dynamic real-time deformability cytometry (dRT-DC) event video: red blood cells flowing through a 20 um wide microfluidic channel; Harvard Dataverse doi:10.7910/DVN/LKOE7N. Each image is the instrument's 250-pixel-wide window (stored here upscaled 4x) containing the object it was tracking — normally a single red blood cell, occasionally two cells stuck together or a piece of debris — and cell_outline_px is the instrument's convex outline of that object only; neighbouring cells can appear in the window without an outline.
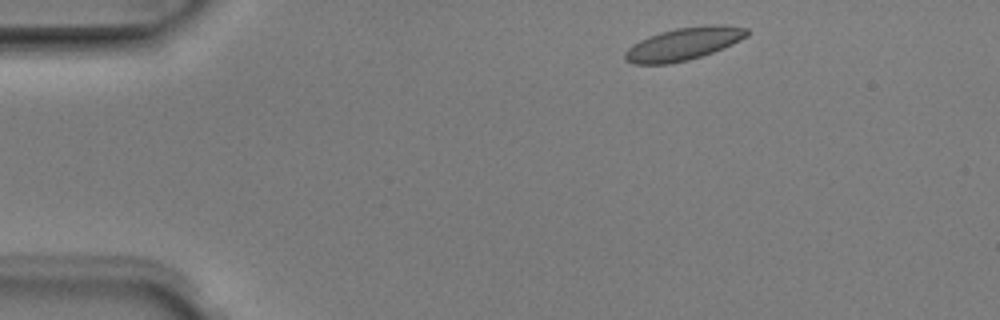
{"species": "Egyptian fruit bat (a non-hibernating species)", "species_latin": "Rousettus aegyptiacus", "temperature_condition": "room temperature", "stored_images_in_passage": 2, "camera_frame_rate_fps": 3000, "um_per_image_px": 0.085, "animal": {"sex": "male"}, "frame": {"image": 1, "passage_image": 1, "time_ms": 0.0, "image_size_px": [1000, 320], "cell_outline_px": [[748, 36], [732, 44], [712, 52], [688, 60], [668, 64], [632, 64], [624, 60], [624, 52], [632, 44], [648, 36], [660, 32], [676, 28], [708, 24], [724, 24], [748, 28]], "centroid_in_image_um": [58.09, 3.72], "position_along_channel_um": 26.9, "area_um2": 23.35}}